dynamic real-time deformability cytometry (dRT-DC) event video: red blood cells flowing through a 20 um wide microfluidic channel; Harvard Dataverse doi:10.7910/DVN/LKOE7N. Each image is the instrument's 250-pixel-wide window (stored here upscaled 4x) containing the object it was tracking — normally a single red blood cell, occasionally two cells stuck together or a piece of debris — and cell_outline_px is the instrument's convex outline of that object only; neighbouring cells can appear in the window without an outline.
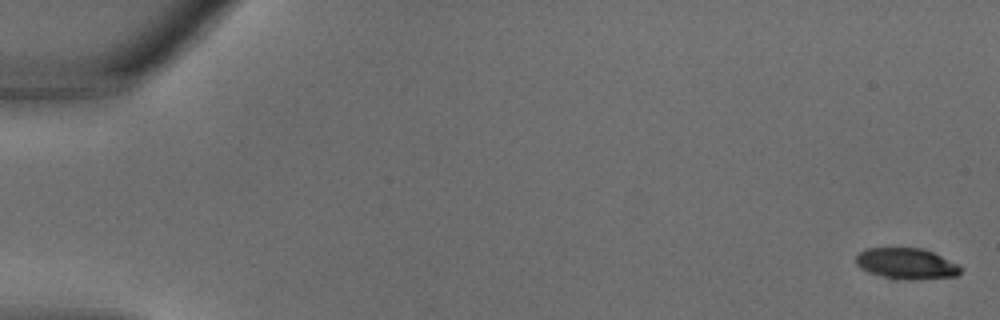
{"species": "common noctule bat (a hibernating species)", "species_latin": "Nyctalus noctula", "temperature_condition": "warm", "stored_images_in_passage": 34, "camera_frame_rate_fps": 3000, "um_per_image_px": 0.085, "animal": {"sex": "male", "body_mass_g": 18.8}, "frame": {"image": 1, "passage_image": 1, "time_ms": 0.0, "image_size_px": [1000, 320], "cell_outline_px": [[964, 268], [956, 276], [916, 280], [892, 280], [868, 272], [860, 268], [856, 264], [856, 256], [864, 248], [920, 248], [932, 252], [960, 264]], "centroid_in_image_um": [77.05, 22.43], "position_along_channel_um": 7.9, "area_um2": 19.31}}
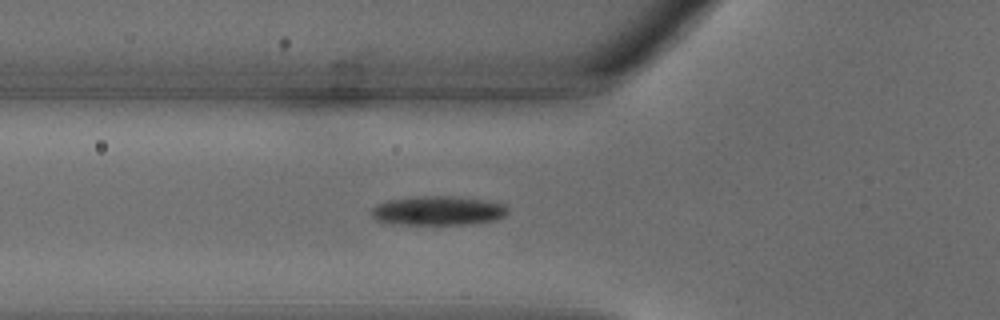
{"frame": {"image": 2, "passage_image": 13, "time_ms": 4.0, "image_size_px": [1000, 320], "cell_outline_px": [[508, 212], [504, 216], [496, 220], [472, 224], [384, 224], [376, 220], [368, 212], [376, 204], [384, 200], [416, 196], [448, 196], [484, 200], [504, 204], [508, 208]], "centroid_in_image_um": [37.15, 17.91], "position_along_channel_um": 88.6, "area_um2": 23.58}}
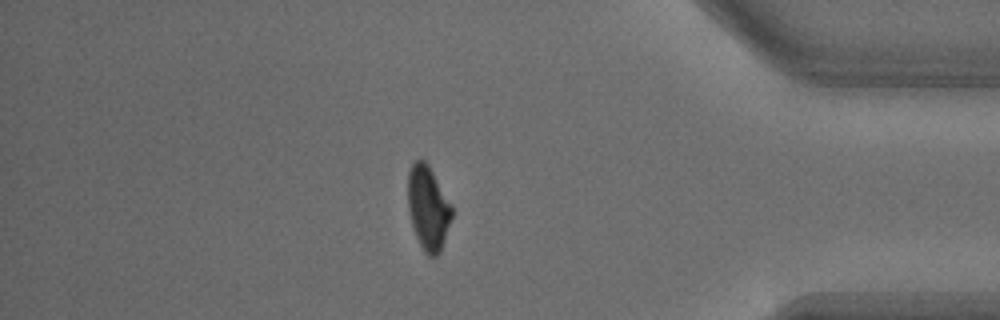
{"frame": {"image": 3, "passage_image": 30, "time_ms": 9.667, "image_size_px": [1000, 320], "cell_outline_px": [[452, 216], [440, 252], [436, 256], [428, 256], [424, 252], [416, 236], [412, 224], [408, 208], [408, 172], [412, 164], [416, 160], [424, 160], [428, 164], [452, 204]], "centroid_in_image_um": [36.39, 17.66], "position_along_channel_um": 398.8, "area_um2": 21.39}}